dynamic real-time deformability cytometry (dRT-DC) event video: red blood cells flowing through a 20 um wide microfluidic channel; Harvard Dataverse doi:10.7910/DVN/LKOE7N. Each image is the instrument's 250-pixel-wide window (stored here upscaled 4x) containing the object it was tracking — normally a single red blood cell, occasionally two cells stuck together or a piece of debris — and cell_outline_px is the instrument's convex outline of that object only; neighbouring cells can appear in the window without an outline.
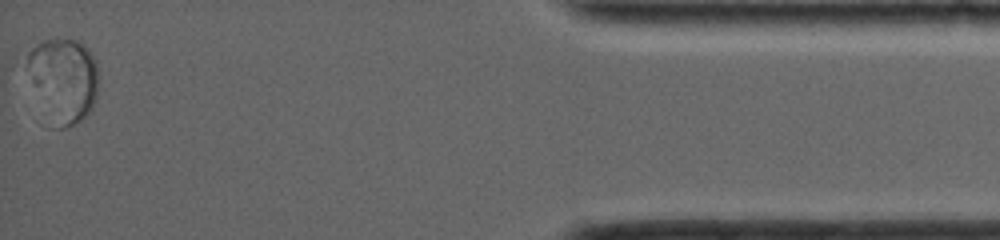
{"species": "common noctule bat (a hibernating species)", "species_latin": "Nyctalus noctula", "temperature_condition": "room temperature", "stored_images_in_passage": 56, "camera_frame_rate_fps": 4000, "um_per_image_px": 0.085, "animal": {"sex": "female", "body_mass_g": 19.0, "forearm_length_mm": 56.7}, "frame": {"image": 1, "passage_image": 56, "time_ms": 13.25, "image_size_px": [1000, 240], "cell_outline_px": [[96, 100], [92, 108], [80, 120], [64, 128], [60, 128], [28, 60], [28, 52], [36, 44], [44, 40], [76, 40], [88, 48], [96, 64]], "centroid_in_image_um": [5.56, 6.64], "position_along_channel_um": 429.6, "area_um2": 31.15}}